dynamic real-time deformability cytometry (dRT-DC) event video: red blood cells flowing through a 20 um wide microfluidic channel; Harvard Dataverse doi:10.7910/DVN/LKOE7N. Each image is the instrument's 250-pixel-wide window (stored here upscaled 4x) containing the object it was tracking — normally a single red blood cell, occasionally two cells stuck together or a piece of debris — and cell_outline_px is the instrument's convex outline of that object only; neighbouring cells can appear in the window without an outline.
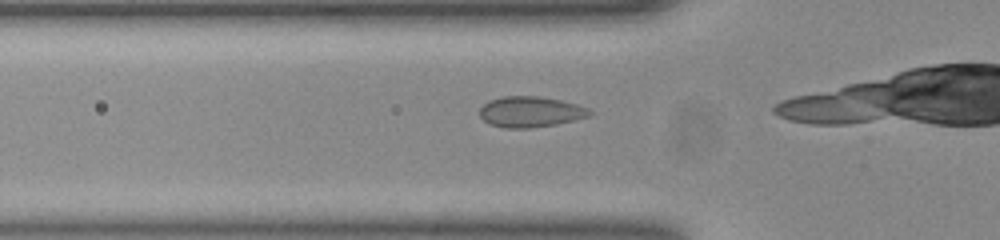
{"species": "common noctule bat (a hibernating species)", "species_latin": "Nyctalus noctula", "temperature_condition": "room temperature", "stored_images_in_passage": 7, "camera_frame_rate_fps": 3000, "um_per_image_px": 0.085, "animal": {"sex": "female", "body_mass_g": 23.0, "forearm_length_mm": 53.4}, "frame": {"image": 1, "passage_image": 3, "time_ms": 0.667, "image_size_px": [1000, 240], "cell_outline_px": [[592, 116], [556, 124], [528, 128], [508, 128], [492, 124], [484, 120], [480, 116], [480, 108], [488, 100], [504, 96], [536, 96], [560, 100], [576, 104], [588, 108], [592, 112]], "centroid_in_image_um": [45.11, 9.5], "position_along_channel_um": 80.7, "area_um2": 19.54}}